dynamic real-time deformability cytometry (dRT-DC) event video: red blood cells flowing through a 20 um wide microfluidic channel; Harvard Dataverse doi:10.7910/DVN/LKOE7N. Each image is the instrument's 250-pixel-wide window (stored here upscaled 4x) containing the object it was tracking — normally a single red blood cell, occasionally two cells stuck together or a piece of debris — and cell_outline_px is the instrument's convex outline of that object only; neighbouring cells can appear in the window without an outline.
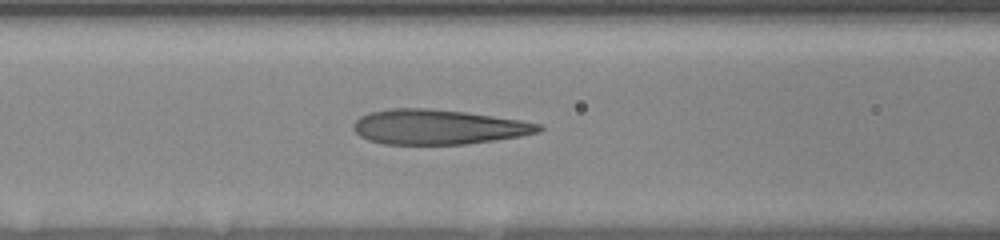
{"species": "human", "species_latin": "Homo sapiens", "temperature_condition": "room temperature", "stored_images_in_passage": 47, "camera_frame_rate_fps": 3000, "um_per_image_px": 0.085, "donor": {"sex": "female"}, "frame": {"image": 1, "passage_image": 15, "time_ms": 3.0, "image_size_px": [1000, 240], "cell_outline_px": [[544, 128], [540, 132], [520, 136], [496, 140], [468, 144], [384, 144], [368, 140], [360, 136], [352, 128], [352, 124], [360, 116], [368, 112], [392, 108], [432, 108], [464, 112], [520, 120], [544, 124]], "centroid_in_image_um": [37.24, 10.79], "position_along_channel_um": 129.4, "area_um2": 37.86}}
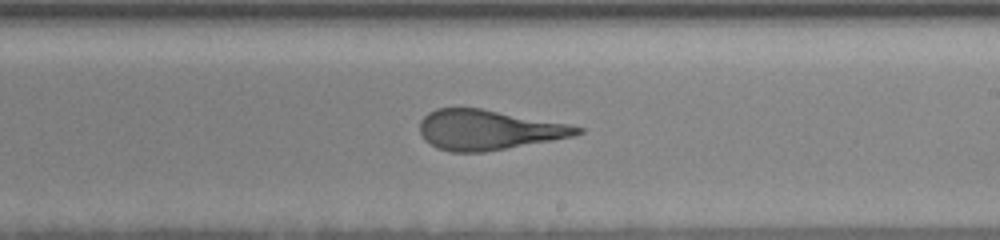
{"frame": {"image": 2, "passage_image": 31, "time_ms": 6.333, "image_size_px": [1000, 240], "cell_outline_px": [[584, 132], [572, 136], [552, 140], [484, 152], [452, 152], [436, 148], [424, 140], [420, 132], [420, 120], [428, 112], [436, 108], [480, 108], [568, 124], [584, 128]], "centroid_in_image_um": [41.47, 11.04], "position_along_channel_um": 247.5, "area_um2": 36.47}}
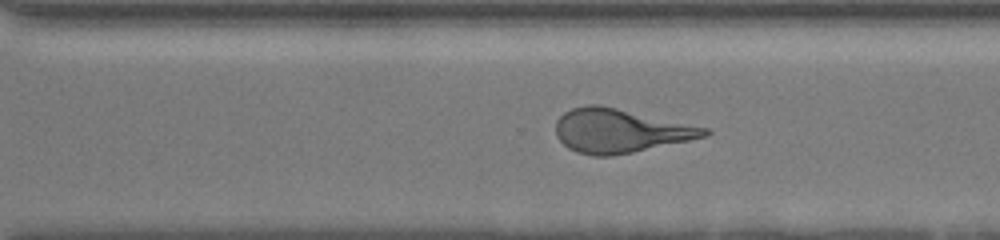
{"frame": {"image": 3, "passage_image": 41, "time_ms": 8.333, "image_size_px": [1000, 240], "cell_outline_px": [[712, 132], [708, 136], [632, 152], [612, 156], [592, 156], [576, 152], [568, 148], [556, 136], [556, 120], [564, 112], [572, 108], [588, 104], [600, 104], [708, 128]], "centroid_in_image_um": [52.68, 11.11], "position_along_channel_um": 317.9, "area_um2": 37.92}}